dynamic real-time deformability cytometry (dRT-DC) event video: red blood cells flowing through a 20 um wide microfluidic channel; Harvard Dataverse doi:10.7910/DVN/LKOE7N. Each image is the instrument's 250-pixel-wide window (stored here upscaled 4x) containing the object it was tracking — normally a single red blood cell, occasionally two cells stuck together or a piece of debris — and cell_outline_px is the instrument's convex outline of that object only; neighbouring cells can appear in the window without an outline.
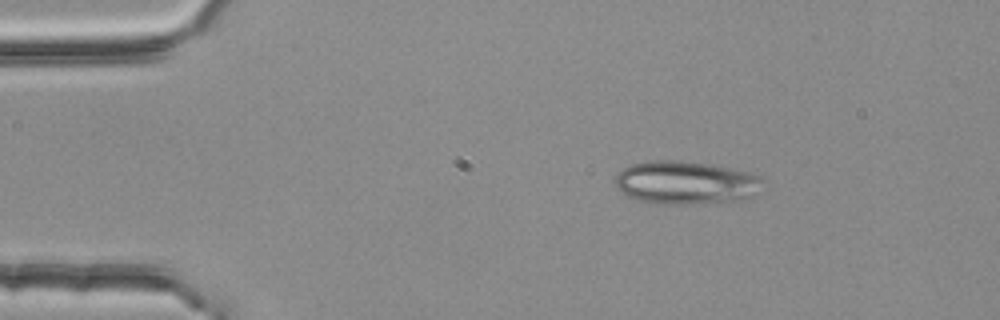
{"species": "common noctule bat (a hibernating species)", "species_latin": "Nyctalus noctula", "temperature_condition": "room temperature", "stored_images_in_passage": 3, "camera_frame_rate_fps": 3000, "um_per_image_px": 0.085, "animal": {"sex": "female", "body_mass_g": 25.1}, "frame": {"image": 1, "passage_image": 1, "time_ms": 0.0, "image_size_px": [1000, 320], "cell_outline_px": [[764, 180], [752, 196], [740, 200], [684, 204], [652, 204], [628, 196], [620, 192], [612, 180], [624, 168], [632, 164], [652, 160], [676, 160], [708, 164], [732, 168], [748, 172]], "centroid_in_image_um": [58.22, 15.52], "position_along_channel_um": 26.8, "area_um2": 36.93}}